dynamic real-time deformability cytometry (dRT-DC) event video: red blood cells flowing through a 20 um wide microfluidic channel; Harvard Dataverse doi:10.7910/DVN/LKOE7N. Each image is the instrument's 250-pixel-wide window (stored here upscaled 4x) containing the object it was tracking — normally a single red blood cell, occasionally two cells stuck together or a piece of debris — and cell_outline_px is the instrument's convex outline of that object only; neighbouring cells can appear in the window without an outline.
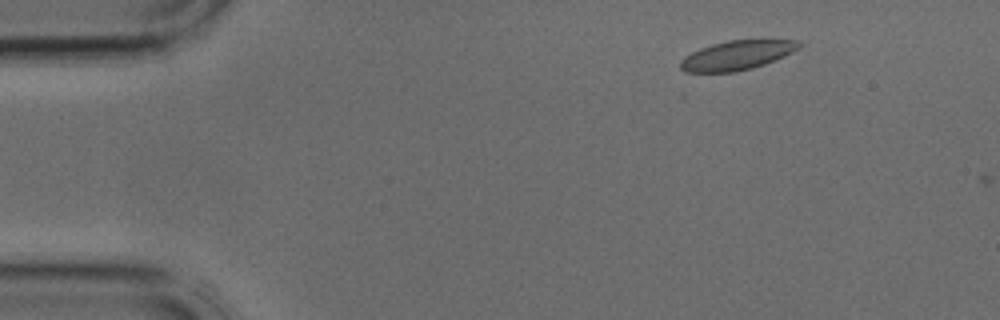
{"species": "common noctule bat (a hibernating species)", "species_latin": "Nyctalus noctula", "temperature_condition": "cold", "stored_images_in_passage": 3, "camera_frame_rate_fps": 3000, "um_per_image_px": 0.085, "animal": {"sex": "male", "body_mass_g": 17.9, "forearm_length_mm": 54.2}, "frame": {"image": 1, "passage_image": 2, "time_ms": 0.333, "image_size_px": [1000, 320], "cell_outline_px": [[800, 48], [776, 60], [752, 68], [732, 72], [684, 72], [680, 68], [680, 60], [684, 56], [700, 48], [712, 44], [728, 40], [764, 36], [800, 40]], "centroid_in_image_um": [62.73, 4.63], "position_along_channel_um": 22.3, "area_um2": 21.27}}